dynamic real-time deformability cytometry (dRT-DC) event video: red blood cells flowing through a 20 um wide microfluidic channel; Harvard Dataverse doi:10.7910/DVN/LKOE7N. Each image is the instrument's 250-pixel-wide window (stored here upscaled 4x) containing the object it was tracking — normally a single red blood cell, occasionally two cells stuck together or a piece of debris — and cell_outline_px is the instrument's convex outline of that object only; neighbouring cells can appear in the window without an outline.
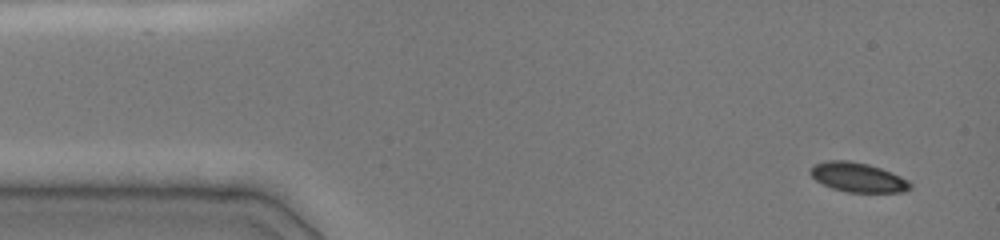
{"species": "common noctule bat (a hibernating species)", "species_latin": "Nyctalus noctula", "temperature_condition": "cold", "stored_images_in_passage": 5, "camera_frame_rate_fps": 3000, "um_per_image_px": 0.085, "animal": {"sex": "female", "body_mass_g": 19.0, "forearm_length_mm": 51.5}, "frame": {"image": 1, "passage_image": 1, "time_ms": 0.0, "image_size_px": [1000, 240], "cell_outline_px": [[912, 188], [904, 192], [844, 192], [832, 188], [816, 180], [808, 172], [812, 164], [824, 160], [848, 160], [868, 164], [880, 168], [900, 176], [908, 180], [912, 184]], "centroid_in_image_um": [72.89, 15.06], "position_along_channel_um": 12.1, "area_um2": 17.28}}
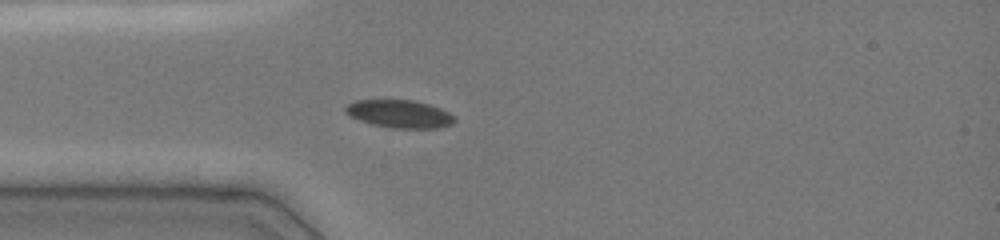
{"frame": {"image": 2, "passage_image": 5, "time_ms": 3.333, "image_size_px": [1000, 240], "cell_outline_px": [[456, 120], [452, 124], [436, 128], [392, 128], [372, 124], [348, 116], [344, 112], [344, 108], [348, 104], [356, 100], [412, 100], [428, 104], [440, 108], [456, 116]], "centroid_in_image_um": [33.95, 9.68], "position_along_channel_um": 51.0, "area_um2": 17.74}}